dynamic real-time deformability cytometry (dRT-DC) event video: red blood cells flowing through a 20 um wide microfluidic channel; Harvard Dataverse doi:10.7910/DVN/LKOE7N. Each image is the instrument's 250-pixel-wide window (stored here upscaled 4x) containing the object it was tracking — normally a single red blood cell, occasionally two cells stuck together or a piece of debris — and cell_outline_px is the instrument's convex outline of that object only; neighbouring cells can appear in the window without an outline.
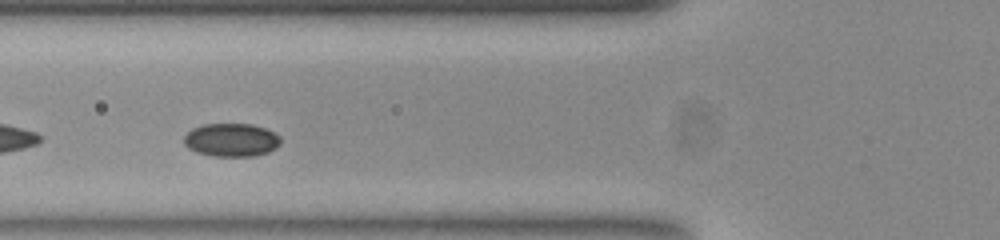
{"species": "common noctule bat (a hibernating species)", "species_latin": "Nyctalus noctula", "temperature_condition": "room temperature", "stored_images_in_passage": 44, "camera_frame_rate_fps": 3000, "um_per_image_px": 0.085, "animal": {"sex": "female", "body_mass_g": 23.0, "forearm_length_mm": 53.4}, "frame": {"image": 1, "passage_image": 11, "time_ms": 3.333, "image_size_px": [1000, 240], "cell_outline_px": [[280, 144], [276, 148], [268, 152], [256, 156], [212, 156], [196, 152], [188, 148], [184, 144], [184, 136], [192, 128], [204, 124], [252, 124], [264, 128], [280, 136]], "centroid_in_image_um": [19.65, 11.9], "position_along_channel_um": 106.1, "area_um2": 18.79}}
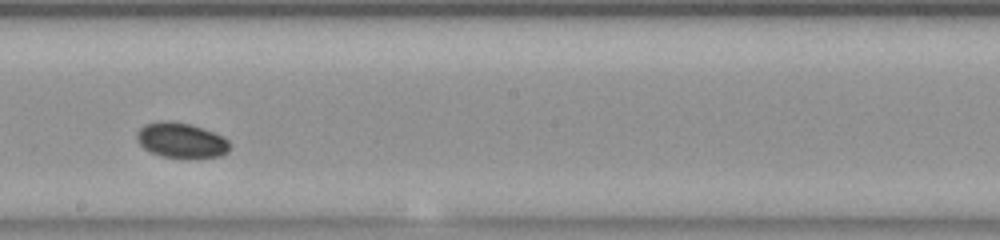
{"frame": {"image": 2, "passage_image": 21, "time_ms": 6.667, "image_size_px": [1000, 240], "cell_outline_px": [[228, 152], [220, 156], [160, 156], [144, 148], [136, 140], [136, 132], [144, 124], [160, 120], [168, 120], [192, 124], [224, 136], [228, 140]], "centroid_in_image_um": [15.36, 11.88], "position_along_channel_um": 232.8, "area_um2": 18.79}}
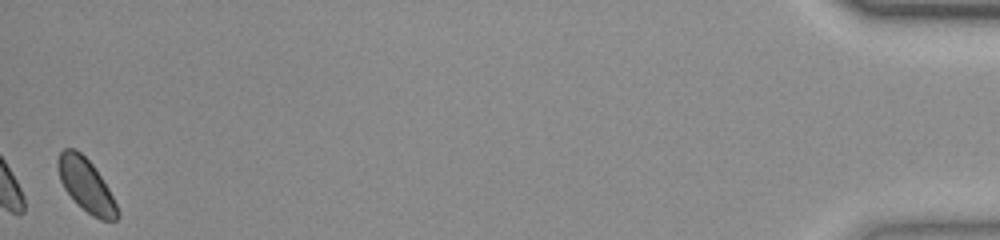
{"frame": {"image": 3, "passage_image": 44, "time_ms": 14.333, "image_size_px": [1000, 240], "cell_outline_px": [[120, 216], [116, 220], [100, 220], [92, 216], [64, 188], [60, 180], [56, 164], [56, 160], [60, 152], [64, 148], [76, 148], [92, 164], [108, 188], [120, 212]], "centroid_in_image_um": [7.31, 15.72], "position_along_channel_um": 427.9, "area_um2": 18.09}, "authors_computed_cell_mechanics": {"area_um2": 18.6694, "velocity_mm_per_s": 3.8112, "shape_relaxation_time_tau1_ms": null, "shape_relaxation_time_tau2_ms": 2.3134, "deformation_change_tau1": null, "deformation_change_tau2": 0.0258}}